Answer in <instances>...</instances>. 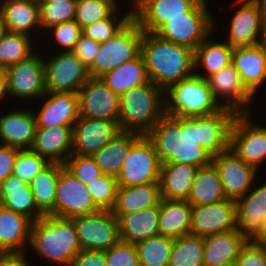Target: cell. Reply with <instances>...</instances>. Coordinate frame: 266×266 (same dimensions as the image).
I'll return each instance as SVG.
<instances>
[{"label": "cell", "instance_id": "cell-29", "mask_svg": "<svg viewBox=\"0 0 266 266\" xmlns=\"http://www.w3.org/2000/svg\"><path fill=\"white\" fill-rule=\"evenodd\" d=\"M215 19L217 20V18H214V31L194 51V74L204 79L227 67L232 61L233 48L223 39L220 38L219 40V37L214 39L212 36H215L216 32L220 33L218 31L219 22H216Z\"/></svg>", "mask_w": 266, "mask_h": 266}, {"label": "cell", "instance_id": "cell-1", "mask_svg": "<svg viewBox=\"0 0 266 266\" xmlns=\"http://www.w3.org/2000/svg\"><path fill=\"white\" fill-rule=\"evenodd\" d=\"M146 136L152 141L161 164H190L201 168L213 161V156L200 146L198 116L165 114Z\"/></svg>", "mask_w": 266, "mask_h": 266}, {"label": "cell", "instance_id": "cell-18", "mask_svg": "<svg viewBox=\"0 0 266 266\" xmlns=\"http://www.w3.org/2000/svg\"><path fill=\"white\" fill-rule=\"evenodd\" d=\"M79 116L109 121L119 120V96L100 78H90L79 90Z\"/></svg>", "mask_w": 266, "mask_h": 266}, {"label": "cell", "instance_id": "cell-24", "mask_svg": "<svg viewBox=\"0 0 266 266\" xmlns=\"http://www.w3.org/2000/svg\"><path fill=\"white\" fill-rule=\"evenodd\" d=\"M246 89L255 97L266 83V44L234 48L232 61Z\"/></svg>", "mask_w": 266, "mask_h": 266}, {"label": "cell", "instance_id": "cell-32", "mask_svg": "<svg viewBox=\"0 0 266 266\" xmlns=\"http://www.w3.org/2000/svg\"><path fill=\"white\" fill-rule=\"evenodd\" d=\"M161 199L159 182L125 187L118 186L111 213L118 219L123 214L157 206L160 204Z\"/></svg>", "mask_w": 266, "mask_h": 266}, {"label": "cell", "instance_id": "cell-34", "mask_svg": "<svg viewBox=\"0 0 266 266\" xmlns=\"http://www.w3.org/2000/svg\"><path fill=\"white\" fill-rule=\"evenodd\" d=\"M247 241L238 228L204 237V266L235 261Z\"/></svg>", "mask_w": 266, "mask_h": 266}, {"label": "cell", "instance_id": "cell-9", "mask_svg": "<svg viewBox=\"0 0 266 266\" xmlns=\"http://www.w3.org/2000/svg\"><path fill=\"white\" fill-rule=\"evenodd\" d=\"M252 117V113L236 116L230 132V150L259 171L266 163V126Z\"/></svg>", "mask_w": 266, "mask_h": 266}, {"label": "cell", "instance_id": "cell-52", "mask_svg": "<svg viewBox=\"0 0 266 266\" xmlns=\"http://www.w3.org/2000/svg\"><path fill=\"white\" fill-rule=\"evenodd\" d=\"M99 47L100 43L98 41H94L81 35L79 41L76 43L73 53L86 67H89L93 63Z\"/></svg>", "mask_w": 266, "mask_h": 266}, {"label": "cell", "instance_id": "cell-44", "mask_svg": "<svg viewBox=\"0 0 266 266\" xmlns=\"http://www.w3.org/2000/svg\"><path fill=\"white\" fill-rule=\"evenodd\" d=\"M174 239L156 235L135 244L140 266H167Z\"/></svg>", "mask_w": 266, "mask_h": 266}, {"label": "cell", "instance_id": "cell-14", "mask_svg": "<svg viewBox=\"0 0 266 266\" xmlns=\"http://www.w3.org/2000/svg\"><path fill=\"white\" fill-rule=\"evenodd\" d=\"M87 185L78 180L63 164L56 186L54 216L74 218L99 212Z\"/></svg>", "mask_w": 266, "mask_h": 266}, {"label": "cell", "instance_id": "cell-58", "mask_svg": "<svg viewBox=\"0 0 266 266\" xmlns=\"http://www.w3.org/2000/svg\"><path fill=\"white\" fill-rule=\"evenodd\" d=\"M261 6L263 7L262 42L266 44V5Z\"/></svg>", "mask_w": 266, "mask_h": 266}, {"label": "cell", "instance_id": "cell-23", "mask_svg": "<svg viewBox=\"0 0 266 266\" xmlns=\"http://www.w3.org/2000/svg\"><path fill=\"white\" fill-rule=\"evenodd\" d=\"M238 113L229 108L198 116L200 146L213 157L230 149V132Z\"/></svg>", "mask_w": 266, "mask_h": 266}, {"label": "cell", "instance_id": "cell-48", "mask_svg": "<svg viewBox=\"0 0 266 266\" xmlns=\"http://www.w3.org/2000/svg\"><path fill=\"white\" fill-rule=\"evenodd\" d=\"M49 164L50 162L46 158L34 153L31 149L19 150L13 166L12 175L29 184Z\"/></svg>", "mask_w": 266, "mask_h": 266}, {"label": "cell", "instance_id": "cell-13", "mask_svg": "<svg viewBox=\"0 0 266 266\" xmlns=\"http://www.w3.org/2000/svg\"><path fill=\"white\" fill-rule=\"evenodd\" d=\"M72 219L81 250L106 251L120 241L118 219L111 211Z\"/></svg>", "mask_w": 266, "mask_h": 266}, {"label": "cell", "instance_id": "cell-59", "mask_svg": "<svg viewBox=\"0 0 266 266\" xmlns=\"http://www.w3.org/2000/svg\"><path fill=\"white\" fill-rule=\"evenodd\" d=\"M6 24L4 23V20L0 14V39L7 33Z\"/></svg>", "mask_w": 266, "mask_h": 266}, {"label": "cell", "instance_id": "cell-53", "mask_svg": "<svg viewBox=\"0 0 266 266\" xmlns=\"http://www.w3.org/2000/svg\"><path fill=\"white\" fill-rule=\"evenodd\" d=\"M69 266H107L105 251L81 250Z\"/></svg>", "mask_w": 266, "mask_h": 266}, {"label": "cell", "instance_id": "cell-47", "mask_svg": "<svg viewBox=\"0 0 266 266\" xmlns=\"http://www.w3.org/2000/svg\"><path fill=\"white\" fill-rule=\"evenodd\" d=\"M93 202L100 211H111L118 189L117 178L102 174L93 182L87 184Z\"/></svg>", "mask_w": 266, "mask_h": 266}, {"label": "cell", "instance_id": "cell-46", "mask_svg": "<svg viewBox=\"0 0 266 266\" xmlns=\"http://www.w3.org/2000/svg\"><path fill=\"white\" fill-rule=\"evenodd\" d=\"M76 2L77 0L56 3L39 2L40 25L43 33L51 26L73 21Z\"/></svg>", "mask_w": 266, "mask_h": 266}, {"label": "cell", "instance_id": "cell-45", "mask_svg": "<svg viewBox=\"0 0 266 266\" xmlns=\"http://www.w3.org/2000/svg\"><path fill=\"white\" fill-rule=\"evenodd\" d=\"M119 1V0H118ZM77 0L74 20L79 26L109 18L120 6L121 0Z\"/></svg>", "mask_w": 266, "mask_h": 266}, {"label": "cell", "instance_id": "cell-26", "mask_svg": "<svg viewBox=\"0 0 266 266\" xmlns=\"http://www.w3.org/2000/svg\"><path fill=\"white\" fill-rule=\"evenodd\" d=\"M261 182L257 179L252 188L236 201L237 227L248 241L260 230L266 216V181Z\"/></svg>", "mask_w": 266, "mask_h": 266}, {"label": "cell", "instance_id": "cell-39", "mask_svg": "<svg viewBox=\"0 0 266 266\" xmlns=\"http://www.w3.org/2000/svg\"><path fill=\"white\" fill-rule=\"evenodd\" d=\"M60 173V163H50L29 183L38 209L44 215L54 216L56 186Z\"/></svg>", "mask_w": 266, "mask_h": 266}, {"label": "cell", "instance_id": "cell-11", "mask_svg": "<svg viewBox=\"0 0 266 266\" xmlns=\"http://www.w3.org/2000/svg\"><path fill=\"white\" fill-rule=\"evenodd\" d=\"M161 163L152 141L142 135L131 147L122 170L117 176L118 186L158 183Z\"/></svg>", "mask_w": 266, "mask_h": 266}, {"label": "cell", "instance_id": "cell-3", "mask_svg": "<svg viewBox=\"0 0 266 266\" xmlns=\"http://www.w3.org/2000/svg\"><path fill=\"white\" fill-rule=\"evenodd\" d=\"M28 249L46 264L69 266L81 251L73 219L43 215L32 222Z\"/></svg>", "mask_w": 266, "mask_h": 266}, {"label": "cell", "instance_id": "cell-17", "mask_svg": "<svg viewBox=\"0 0 266 266\" xmlns=\"http://www.w3.org/2000/svg\"><path fill=\"white\" fill-rule=\"evenodd\" d=\"M214 98L223 108H229L238 114L253 113L251 104L254 96L243 85L239 72L231 63L206 78ZM252 109H251V108Z\"/></svg>", "mask_w": 266, "mask_h": 266}, {"label": "cell", "instance_id": "cell-51", "mask_svg": "<svg viewBox=\"0 0 266 266\" xmlns=\"http://www.w3.org/2000/svg\"><path fill=\"white\" fill-rule=\"evenodd\" d=\"M235 261L236 266H266V248L247 241Z\"/></svg>", "mask_w": 266, "mask_h": 266}, {"label": "cell", "instance_id": "cell-60", "mask_svg": "<svg viewBox=\"0 0 266 266\" xmlns=\"http://www.w3.org/2000/svg\"><path fill=\"white\" fill-rule=\"evenodd\" d=\"M218 266H236V261H228V262L222 263Z\"/></svg>", "mask_w": 266, "mask_h": 266}, {"label": "cell", "instance_id": "cell-22", "mask_svg": "<svg viewBox=\"0 0 266 266\" xmlns=\"http://www.w3.org/2000/svg\"><path fill=\"white\" fill-rule=\"evenodd\" d=\"M20 107L5 109L0 114V144L15 147L20 150L31 149L35 139L36 117L32 105L29 108Z\"/></svg>", "mask_w": 266, "mask_h": 266}, {"label": "cell", "instance_id": "cell-10", "mask_svg": "<svg viewBox=\"0 0 266 266\" xmlns=\"http://www.w3.org/2000/svg\"><path fill=\"white\" fill-rule=\"evenodd\" d=\"M43 58L46 92L78 94L91 78L88 67L73 52H47Z\"/></svg>", "mask_w": 266, "mask_h": 266}, {"label": "cell", "instance_id": "cell-54", "mask_svg": "<svg viewBox=\"0 0 266 266\" xmlns=\"http://www.w3.org/2000/svg\"><path fill=\"white\" fill-rule=\"evenodd\" d=\"M20 149L0 144V183L12 175L13 166Z\"/></svg>", "mask_w": 266, "mask_h": 266}, {"label": "cell", "instance_id": "cell-25", "mask_svg": "<svg viewBox=\"0 0 266 266\" xmlns=\"http://www.w3.org/2000/svg\"><path fill=\"white\" fill-rule=\"evenodd\" d=\"M0 14L8 32L26 34L41 42L39 1L0 0Z\"/></svg>", "mask_w": 266, "mask_h": 266}, {"label": "cell", "instance_id": "cell-31", "mask_svg": "<svg viewBox=\"0 0 266 266\" xmlns=\"http://www.w3.org/2000/svg\"><path fill=\"white\" fill-rule=\"evenodd\" d=\"M160 204L118 218L120 241L136 244L158 235Z\"/></svg>", "mask_w": 266, "mask_h": 266}, {"label": "cell", "instance_id": "cell-12", "mask_svg": "<svg viewBox=\"0 0 266 266\" xmlns=\"http://www.w3.org/2000/svg\"><path fill=\"white\" fill-rule=\"evenodd\" d=\"M231 6L235 8L227 26L228 35L223 40L233 49L263 43L261 4L257 0H234Z\"/></svg>", "mask_w": 266, "mask_h": 266}, {"label": "cell", "instance_id": "cell-61", "mask_svg": "<svg viewBox=\"0 0 266 266\" xmlns=\"http://www.w3.org/2000/svg\"><path fill=\"white\" fill-rule=\"evenodd\" d=\"M65 1H69V0H41L39 2H50V3H56V2H65Z\"/></svg>", "mask_w": 266, "mask_h": 266}, {"label": "cell", "instance_id": "cell-16", "mask_svg": "<svg viewBox=\"0 0 266 266\" xmlns=\"http://www.w3.org/2000/svg\"><path fill=\"white\" fill-rule=\"evenodd\" d=\"M212 163L219 173L226 198L234 201L252 188L257 177H262L255 167L246 164L230 149L214 156Z\"/></svg>", "mask_w": 266, "mask_h": 266}, {"label": "cell", "instance_id": "cell-19", "mask_svg": "<svg viewBox=\"0 0 266 266\" xmlns=\"http://www.w3.org/2000/svg\"><path fill=\"white\" fill-rule=\"evenodd\" d=\"M236 228V201L225 199L218 203L192 206L190 234L206 237Z\"/></svg>", "mask_w": 266, "mask_h": 266}, {"label": "cell", "instance_id": "cell-20", "mask_svg": "<svg viewBox=\"0 0 266 266\" xmlns=\"http://www.w3.org/2000/svg\"><path fill=\"white\" fill-rule=\"evenodd\" d=\"M121 132L118 121L79 116L73 125L72 154L92 156Z\"/></svg>", "mask_w": 266, "mask_h": 266}, {"label": "cell", "instance_id": "cell-49", "mask_svg": "<svg viewBox=\"0 0 266 266\" xmlns=\"http://www.w3.org/2000/svg\"><path fill=\"white\" fill-rule=\"evenodd\" d=\"M64 166L83 184L87 185L103 173L91 156L71 154Z\"/></svg>", "mask_w": 266, "mask_h": 266}, {"label": "cell", "instance_id": "cell-42", "mask_svg": "<svg viewBox=\"0 0 266 266\" xmlns=\"http://www.w3.org/2000/svg\"><path fill=\"white\" fill-rule=\"evenodd\" d=\"M129 1L130 4L126 7H130V9L123 8L125 13H121V11H123L121 7L123 6H120L109 18L82 27V35L94 41H98L100 44L113 38L133 18L131 0H128L127 3H129Z\"/></svg>", "mask_w": 266, "mask_h": 266}, {"label": "cell", "instance_id": "cell-2", "mask_svg": "<svg viewBox=\"0 0 266 266\" xmlns=\"http://www.w3.org/2000/svg\"><path fill=\"white\" fill-rule=\"evenodd\" d=\"M141 55L151 82L163 91L194 74V50L143 31Z\"/></svg>", "mask_w": 266, "mask_h": 266}, {"label": "cell", "instance_id": "cell-56", "mask_svg": "<svg viewBox=\"0 0 266 266\" xmlns=\"http://www.w3.org/2000/svg\"><path fill=\"white\" fill-rule=\"evenodd\" d=\"M250 242L258 247L266 248V216L262 220L260 230L250 240Z\"/></svg>", "mask_w": 266, "mask_h": 266}, {"label": "cell", "instance_id": "cell-28", "mask_svg": "<svg viewBox=\"0 0 266 266\" xmlns=\"http://www.w3.org/2000/svg\"><path fill=\"white\" fill-rule=\"evenodd\" d=\"M32 221L0 206V254H28Z\"/></svg>", "mask_w": 266, "mask_h": 266}, {"label": "cell", "instance_id": "cell-41", "mask_svg": "<svg viewBox=\"0 0 266 266\" xmlns=\"http://www.w3.org/2000/svg\"><path fill=\"white\" fill-rule=\"evenodd\" d=\"M204 237L192 234L174 239L167 266H204Z\"/></svg>", "mask_w": 266, "mask_h": 266}, {"label": "cell", "instance_id": "cell-6", "mask_svg": "<svg viewBox=\"0 0 266 266\" xmlns=\"http://www.w3.org/2000/svg\"><path fill=\"white\" fill-rule=\"evenodd\" d=\"M42 53L41 49H38L28 59L5 69L8 101L17 102L19 103L18 106L20 102L21 105L23 102L24 107L26 104L32 105L33 102L36 105L37 100L46 93L45 66Z\"/></svg>", "mask_w": 266, "mask_h": 266}, {"label": "cell", "instance_id": "cell-30", "mask_svg": "<svg viewBox=\"0 0 266 266\" xmlns=\"http://www.w3.org/2000/svg\"><path fill=\"white\" fill-rule=\"evenodd\" d=\"M0 206L24 215L32 222L44 215L36 206L29 184L14 175L0 183Z\"/></svg>", "mask_w": 266, "mask_h": 266}, {"label": "cell", "instance_id": "cell-50", "mask_svg": "<svg viewBox=\"0 0 266 266\" xmlns=\"http://www.w3.org/2000/svg\"><path fill=\"white\" fill-rule=\"evenodd\" d=\"M105 253L107 266H140L135 244L119 241Z\"/></svg>", "mask_w": 266, "mask_h": 266}, {"label": "cell", "instance_id": "cell-40", "mask_svg": "<svg viewBox=\"0 0 266 266\" xmlns=\"http://www.w3.org/2000/svg\"><path fill=\"white\" fill-rule=\"evenodd\" d=\"M38 45L39 41L29 35L7 32L0 39V67L6 69L28 59L38 50Z\"/></svg>", "mask_w": 266, "mask_h": 266}, {"label": "cell", "instance_id": "cell-38", "mask_svg": "<svg viewBox=\"0 0 266 266\" xmlns=\"http://www.w3.org/2000/svg\"><path fill=\"white\" fill-rule=\"evenodd\" d=\"M227 199L213 163L198 169L187 201L192 206L218 203Z\"/></svg>", "mask_w": 266, "mask_h": 266}, {"label": "cell", "instance_id": "cell-21", "mask_svg": "<svg viewBox=\"0 0 266 266\" xmlns=\"http://www.w3.org/2000/svg\"><path fill=\"white\" fill-rule=\"evenodd\" d=\"M38 100L40 107L33 109L37 127L74 125L79 119V96L76 93L46 92Z\"/></svg>", "mask_w": 266, "mask_h": 266}, {"label": "cell", "instance_id": "cell-15", "mask_svg": "<svg viewBox=\"0 0 266 266\" xmlns=\"http://www.w3.org/2000/svg\"><path fill=\"white\" fill-rule=\"evenodd\" d=\"M212 12H186V17L169 19L155 34L160 38L196 50L198 45L214 31Z\"/></svg>", "mask_w": 266, "mask_h": 266}, {"label": "cell", "instance_id": "cell-62", "mask_svg": "<svg viewBox=\"0 0 266 266\" xmlns=\"http://www.w3.org/2000/svg\"><path fill=\"white\" fill-rule=\"evenodd\" d=\"M261 5H266V0H257Z\"/></svg>", "mask_w": 266, "mask_h": 266}, {"label": "cell", "instance_id": "cell-8", "mask_svg": "<svg viewBox=\"0 0 266 266\" xmlns=\"http://www.w3.org/2000/svg\"><path fill=\"white\" fill-rule=\"evenodd\" d=\"M209 0H131L133 19L148 33H155L169 19L186 17V12H214Z\"/></svg>", "mask_w": 266, "mask_h": 266}, {"label": "cell", "instance_id": "cell-36", "mask_svg": "<svg viewBox=\"0 0 266 266\" xmlns=\"http://www.w3.org/2000/svg\"><path fill=\"white\" fill-rule=\"evenodd\" d=\"M141 136L142 134L139 133L122 131L110 143L95 152L91 157L100 167L103 174L117 178L132 145Z\"/></svg>", "mask_w": 266, "mask_h": 266}, {"label": "cell", "instance_id": "cell-27", "mask_svg": "<svg viewBox=\"0 0 266 266\" xmlns=\"http://www.w3.org/2000/svg\"><path fill=\"white\" fill-rule=\"evenodd\" d=\"M73 125L36 127L31 150L50 163L65 164L72 154Z\"/></svg>", "mask_w": 266, "mask_h": 266}, {"label": "cell", "instance_id": "cell-37", "mask_svg": "<svg viewBox=\"0 0 266 266\" xmlns=\"http://www.w3.org/2000/svg\"><path fill=\"white\" fill-rule=\"evenodd\" d=\"M99 78L118 96L133 87L150 82L141 53L135 59L119 65Z\"/></svg>", "mask_w": 266, "mask_h": 266}, {"label": "cell", "instance_id": "cell-4", "mask_svg": "<svg viewBox=\"0 0 266 266\" xmlns=\"http://www.w3.org/2000/svg\"><path fill=\"white\" fill-rule=\"evenodd\" d=\"M119 103L121 131L146 135L165 115L164 91L151 81L124 92Z\"/></svg>", "mask_w": 266, "mask_h": 266}, {"label": "cell", "instance_id": "cell-35", "mask_svg": "<svg viewBox=\"0 0 266 266\" xmlns=\"http://www.w3.org/2000/svg\"><path fill=\"white\" fill-rule=\"evenodd\" d=\"M191 210L188 201L161 199L158 235L177 239L190 234Z\"/></svg>", "mask_w": 266, "mask_h": 266}, {"label": "cell", "instance_id": "cell-5", "mask_svg": "<svg viewBox=\"0 0 266 266\" xmlns=\"http://www.w3.org/2000/svg\"><path fill=\"white\" fill-rule=\"evenodd\" d=\"M165 114L195 117L219 112L223 107L214 98L206 79L193 74L164 91Z\"/></svg>", "mask_w": 266, "mask_h": 266}, {"label": "cell", "instance_id": "cell-43", "mask_svg": "<svg viewBox=\"0 0 266 266\" xmlns=\"http://www.w3.org/2000/svg\"><path fill=\"white\" fill-rule=\"evenodd\" d=\"M81 35V27L75 20L63 22L61 24L51 26L43 33L42 40L41 42H39V49H42L41 51L43 52V54L47 49L48 53L55 51L54 48H57L55 52H73L76 43L79 41ZM47 39L49 40L48 42H50V40L52 39L51 42L48 43L49 45L53 44L51 46H48V48L46 46L47 44H44ZM41 44L45 45L46 47H43ZM50 49H52V51Z\"/></svg>", "mask_w": 266, "mask_h": 266}, {"label": "cell", "instance_id": "cell-33", "mask_svg": "<svg viewBox=\"0 0 266 266\" xmlns=\"http://www.w3.org/2000/svg\"><path fill=\"white\" fill-rule=\"evenodd\" d=\"M198 169L190 164L162 163L159 177L161 198L187 201Z\"/></svg>", "mask_w": 266, "mask_h": 266}, {"label": "cell", "instance_id": "cell-57", "mask_svg": "<svg viewBox=\"0 0 266 266\" xmlns=\"http://www.w3.org/2000/svg\"><path fill=\"white\" fill-rule=\"evenodd\" d=\"M7 90H6V75H5V69L0 67V109L2 110L3 106L1 102L5 101L7 102Z\"/></svg>", "mask_w": 266, "mask_h": 266}, {"label": "cell", "instance_id": "cell-55", "mask_svg": "<svg viewBox=\"0 0 266 266\" xmlns=\"http://www.w3.org/2000/svg\"><path fill=\"white\" fill-rule=\"evenodd\" d=\"M32 258L27 257L25 255H8V254H0V266H34L31 265Z\"/></svg>", "mask_w": 266, "mask_h": 266}, {"label": "cell", "instance_id": "cell-7", "mask_svg": "<svg viewBox=\"0 0 266 266\" xmlns=\"http://www.w3.org/2000/svg\"><path fill=\"white\" fill-rule=\"evenodd\" d=\"M143 30L132 18L113 38L101 43L93 63L88 67L90 77L99 78L119 65L135 59L141 53Z\"/></svg>", "mask_w": 266, "mask_h": 266}]
</instances>
